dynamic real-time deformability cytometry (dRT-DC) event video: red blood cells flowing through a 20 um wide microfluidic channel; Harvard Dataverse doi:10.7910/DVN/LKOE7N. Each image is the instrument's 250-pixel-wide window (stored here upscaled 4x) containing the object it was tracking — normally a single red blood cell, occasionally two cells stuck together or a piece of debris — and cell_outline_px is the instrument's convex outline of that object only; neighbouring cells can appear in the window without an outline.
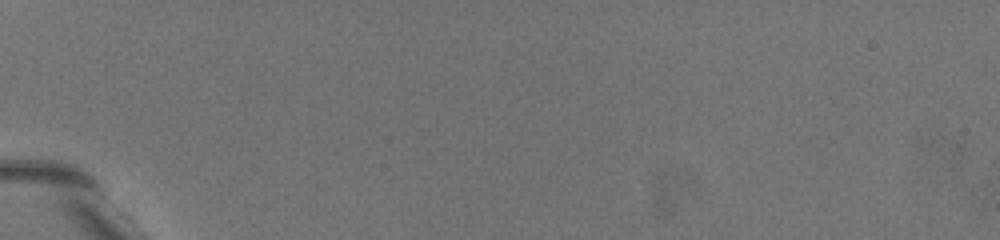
{"species": "common noctule bat (a hibernating species)", "species_latin": "Nyctalus noctula", "temperature_condition": "warm", "stored_images_in_passage": 3, "camera_frame_rate_fps": 3000, "um_per_image_px": 0.085, "animal": {"sex": "female", "body_mass_g": 19.5, "forearm_length_mm": 54.1}, "frame": {"image": 1, "passage_image": 1, "time_ms": 0.0, "image_size_px": [1000, 240], "cell_outline_px": [[196, 216], [176, 212], [168, 208], [120, 164], [104, 148], [100, 140], [100, 136], [104, 136], [140, 144], [184, 200]], "centroid_in_image_um": [12.4, 14.66], "position_along_channel_um": 72.6, "area_um2": 16.7}}